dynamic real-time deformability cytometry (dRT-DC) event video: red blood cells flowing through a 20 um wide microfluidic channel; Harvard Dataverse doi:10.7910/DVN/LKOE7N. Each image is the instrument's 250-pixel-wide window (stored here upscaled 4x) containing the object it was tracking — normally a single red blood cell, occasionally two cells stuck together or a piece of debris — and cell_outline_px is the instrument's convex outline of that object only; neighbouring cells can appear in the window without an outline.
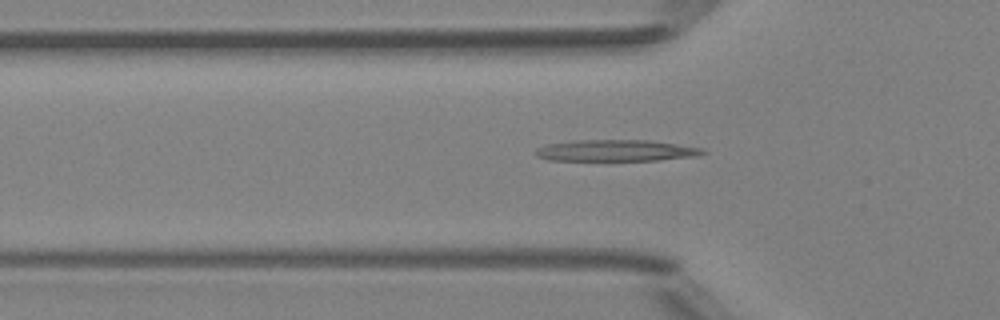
{"species": "Egyptian fruit bat (a non-hibernating species)", "species_latin": "Rousettus aegyptiacus", "temperature_condition": "room temperature", "stored_images_in_passage": 5, "camera_frame_rate_fps": 3000, "um_per_image_px": 0.085, "animal": {"sex": "female"}, "frame": {"image": 1, "passage_image": 5, "time_ms": 5.333, "image_size_px": [1000, 320], "cell_outline_px": [[708, 152], [696, 156], [656, 160], [548, 160], [536, 156], [536, 148], [544, 144], [576, 140], [648, 140], [704, 148]], "centroid_in_image_um": [52.34, 12.79], "position_along_channel_um": 73.5, "area_um2": 20.87}}